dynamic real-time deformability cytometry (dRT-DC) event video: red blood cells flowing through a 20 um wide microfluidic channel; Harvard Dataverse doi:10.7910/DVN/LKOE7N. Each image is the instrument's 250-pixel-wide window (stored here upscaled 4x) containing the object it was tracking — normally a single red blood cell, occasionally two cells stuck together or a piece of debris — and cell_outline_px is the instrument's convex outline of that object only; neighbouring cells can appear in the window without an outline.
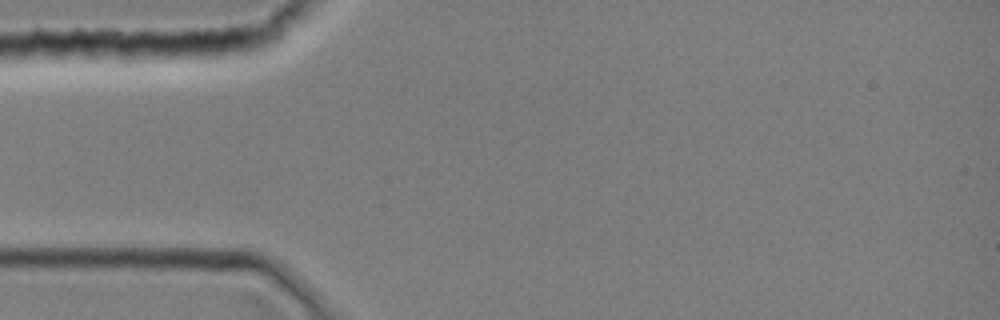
{"species": "common noctule bat (a hibernating species)", "species_latin": "Nyctalus noctula", "temperature_condition": "room temperature", "stored_images_in_passage": 1, "camera_frame_rate_fps": 3000, "um_per_image_px": 0.085, "animal": {"sex": "female", "body_mass_g": 19.0, "forearm_length_mm": 51.5}, "frame": {"image": 1, "passage_image": 1, "time_ms": 0.0, "image_size_px": [1000, 320], "cell_outline_px": [[912, 20], [908, 40], [880, 64], [860, 52], [844, 40], [844, 20], [852, 16], [892, 12]], "centroid_in_image_um": [74.56, 2.89], "position_along_channel_um": 10.4, "area_um2": 17.69}}